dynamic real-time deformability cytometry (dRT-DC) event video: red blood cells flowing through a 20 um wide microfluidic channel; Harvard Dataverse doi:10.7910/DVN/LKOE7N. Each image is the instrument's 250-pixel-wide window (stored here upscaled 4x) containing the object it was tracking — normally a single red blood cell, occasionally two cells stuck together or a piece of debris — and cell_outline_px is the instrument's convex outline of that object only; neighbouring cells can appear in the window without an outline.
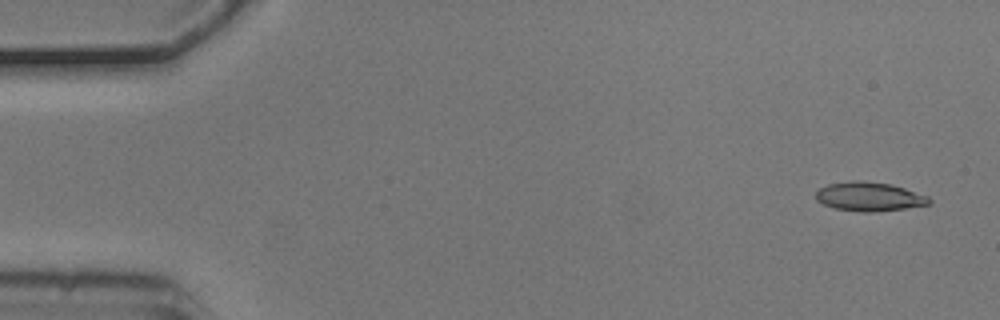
{"species": "common noctule bat (a hibernating species)", "species_latin": "Nyctalus noctula", "temperature_condition": "cold", "stored_images_in_passage": 6, "camera_frame_rate_fps": 3000, "um_per_image_px": 0.085, "animal": {"sex": "male", "body_mass_g": 20.5, "forearm_length_mm": 52.5}, "frame": {"image": 1, "passage_image": 1, "time_ms": 0.0, "image_size_px": [1000, 320], "cell_outline_px": [[932, 204], [876, 212], [860, 212], [836, 208], [824, 204], [816, 200], [816, 192], [820, 188], [828, 184], [852, 180], [860, 180], [892, 184], [928, 196], [932, 200]], "centroid_in_image_um": [73.9, 16.71], "position_along_channel_um": 11.1, "area_um2": 19.19}}
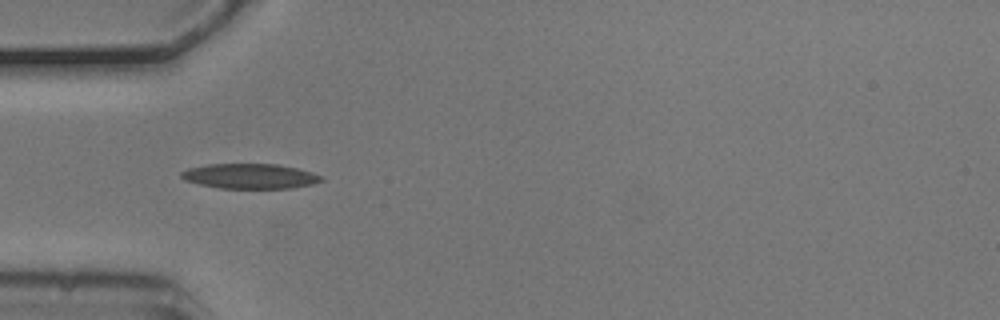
{"frame": {"image": 2, "passage_image": 5, "time_ms": 1.333, "image_size_px": [1000, 320], "cell_outline_px": [[324, 180], [312, 184], [292, 188], [220, 188], [200, 184], [184, 180], [180, 176], [180, 172], [188, 168], [208, 164], [276, 164], [296, 168], [312, 172], [324, 176]], "centroid_in_image_um": [21.26, 14.97], "position_along_channel_um": 63.7, "area_um2": 20.4}}
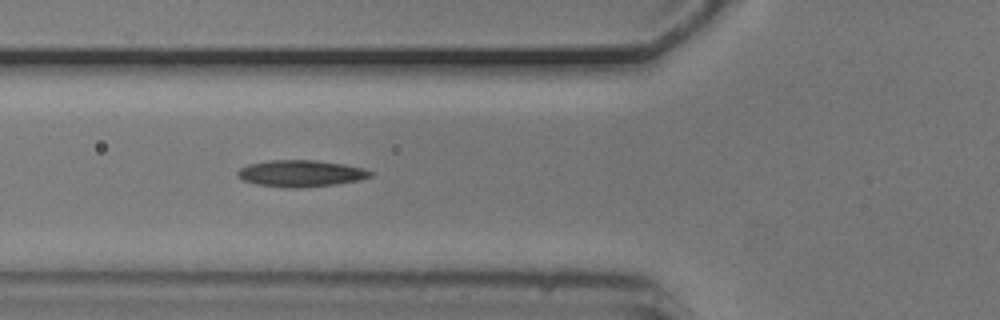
{"frame": {"image": 3, "passage_image": 6, "time_ms": 1.667, "image_size_px": [1000, 320], "cell_outline_px": [[372, 176], [360, 180], [336, 184], [296, 188], [284, 188], [256, 184], [244, 180], [236, 172], [240, 168], [248, 164], [268, 160], [316, 160], [344, 164], [364, 168], [372, 172]], "centroid_in_image_um": [25.58, 14.74], "position_along_channel_um": 100.2, "area_um2": 20.63}}